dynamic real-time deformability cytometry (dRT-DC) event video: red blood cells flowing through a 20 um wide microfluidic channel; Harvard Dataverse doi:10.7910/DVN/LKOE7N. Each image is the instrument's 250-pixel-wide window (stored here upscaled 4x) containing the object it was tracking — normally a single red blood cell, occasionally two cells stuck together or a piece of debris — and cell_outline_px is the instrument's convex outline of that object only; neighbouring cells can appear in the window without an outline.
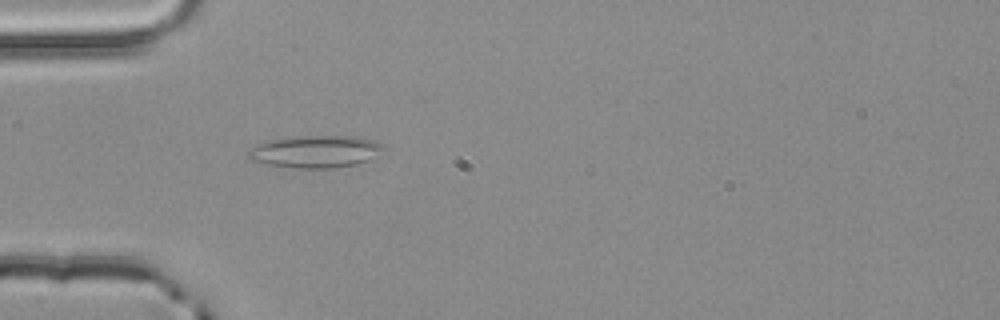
{"species": "common noctule bat (a hibernating species)", "species_latin": "Nyctalus noctula", "temperature_condition": "room temperature", "stored_images_in_passage": 4, "camera_frame_rate_fps": 3000, "um_per_image_px": 0.085, "animal": {"sex": "male", "body_mass_g": 20.4}, "frame": {"image": 1, "passage_image": 4, "time_ms": 1.0, "image_size_px": [1000, 320], "cell_outline_px": [[388, 148], [368, 160], [356, 164], [332, 168], [296, 168], [264, 164], [248, 160], [248, 152], [256, 144], [268, 140], [296, 136], [356, 136], [372, 140]], "centroid_in_image_um": [26.79, 12.88], "position_along_channel_um": 58.2, "area_um2": 25.55}}